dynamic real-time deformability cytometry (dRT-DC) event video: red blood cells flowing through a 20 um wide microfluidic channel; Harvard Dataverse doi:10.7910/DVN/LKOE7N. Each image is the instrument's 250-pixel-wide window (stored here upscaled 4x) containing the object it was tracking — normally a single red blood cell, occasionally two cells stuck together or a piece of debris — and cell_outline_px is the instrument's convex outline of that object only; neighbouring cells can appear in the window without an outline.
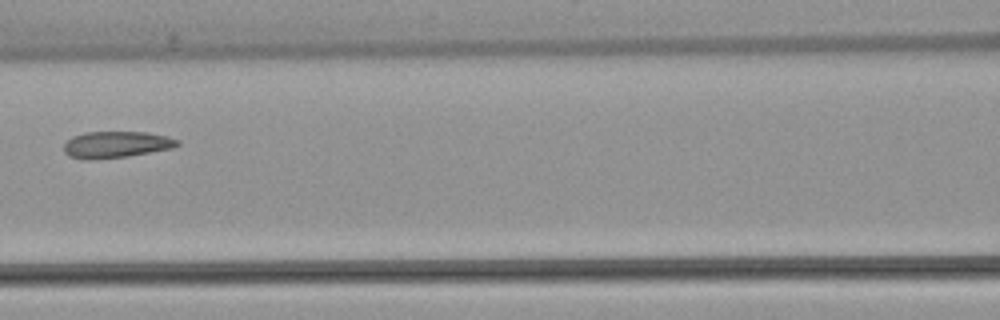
{"species": "common noctule bat (a hibernating species)", "species_latin": "Nyctalus noctula", "temperature_condition": "warm", "stored_images_in_passage": 5, "camera_frame_rate_fps": 3000, "um_per_image_px": 0.085, "animal": {"sex": "female", "body_mass_g": 22.7, "forearm_length_mm": 54.2}, "frame": {"image": 1, "passage_image": 5, "time_ms": 6.0, "image_size_px": [1000, 320], "cell_outline_px": [[180, 144], [172, 148], [128, 156], [92, 160], [88, 160], [68, 156], [64, 152], [64, 144], [72, 136], [84, 132], [148, 132], [168, 136], [180, 140]], "centroid_in_image_um": [9.87, 12.28], "position_along_channel_um": 156.7, "area_um2": 17.69}}